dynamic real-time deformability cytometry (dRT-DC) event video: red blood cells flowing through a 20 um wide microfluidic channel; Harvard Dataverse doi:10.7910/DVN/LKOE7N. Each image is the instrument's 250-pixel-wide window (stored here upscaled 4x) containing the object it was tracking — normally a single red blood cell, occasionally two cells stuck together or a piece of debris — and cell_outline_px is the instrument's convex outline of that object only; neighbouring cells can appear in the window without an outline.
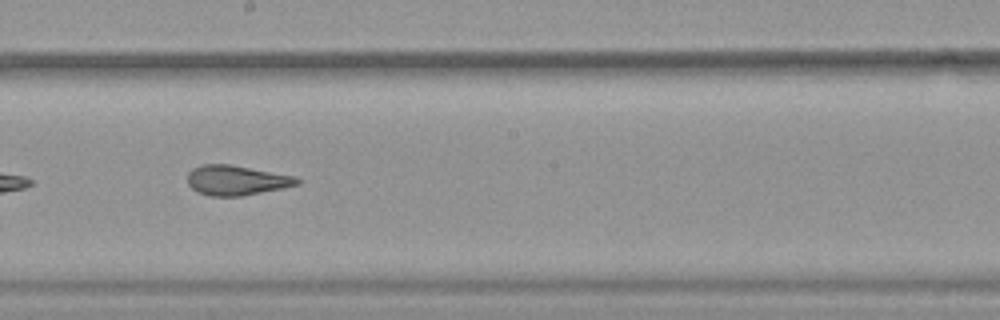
{"species": "common noctule bat (a hibernating species)", "species_latin": "Nyctalus noctula", "temperature_condition": "warm", "stored_images_in_passage": 39, "camera_frame_rate_fps": 3000, "um_per_image_px": 0.085, "animal": {"sex": "female", "body_mass_g": 19.9}, "frame": {"image": 1, "passage_image": 17, "time_ms": 5.333, "image_size_px": [1000, 320], "cell_outline_px": [[300, 184], [284, 188], [240, 196], [212, 196], [196, 192], [188, 184], [188, 172], [192, 168], [204, 164], [232, 164], [296, 176], [300, 180]], "centroid_in_image_um": [20.11, 15.31], "position_along_channel_um": 228.1, "area_um2": 19.25}, "authors_computed_cell_mechanics": {"area_um2": 20.23, "velocity_mm_per_s": 3.9136, "shape_relaxation_time_tau1_ms": null, "shape_relaxation_time_tau2_ms": 1.3371, "deformation_change_tau1": null, "deformation_change_tau2": 0.0938}}